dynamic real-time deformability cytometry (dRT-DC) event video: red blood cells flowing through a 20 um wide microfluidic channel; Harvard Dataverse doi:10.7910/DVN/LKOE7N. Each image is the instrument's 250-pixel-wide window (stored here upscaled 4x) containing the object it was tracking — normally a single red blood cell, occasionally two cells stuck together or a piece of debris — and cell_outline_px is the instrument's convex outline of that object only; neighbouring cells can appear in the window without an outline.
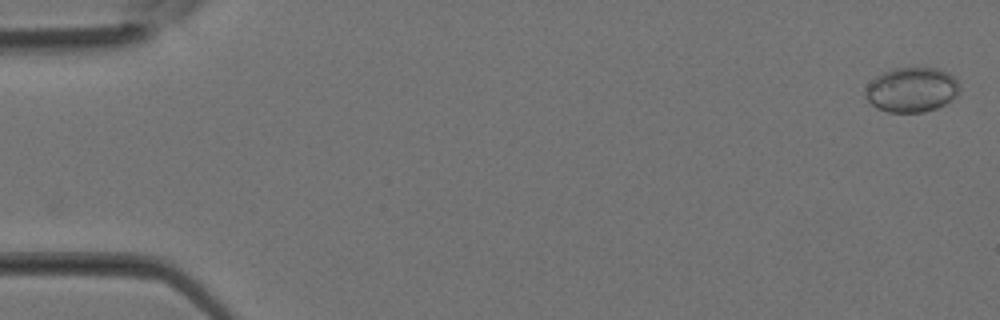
{"species": "Egyptian fruit bat (a non-hibernating species)", "species_latin": "Rousettus aegyptiacus", "temperature_condition": "room temperature", "stored_images_in_passage": 9, "camera_frame_rate_fps": 3000, "um_per_image_px": 0.085, "animal": {"sex": "female"}, "frame": {"image": 1, "passage_image": 1, "time_ms": 0.0, "image_size_px": [1000, 320], "cell_outline_px": [[960, 88], [956, 96], [944, 104], [936, 108], [920, 112], [888, 112], [872, 104], [864, 96], [864, 92], [868, 84], [880, 72], [896, 68], [936, 68], [952, 76], [956, 80]], "centroid_in_image_um": [77.46, 7.62], "position_along_channel_um": 7.5, "area_um2": 24.28}}